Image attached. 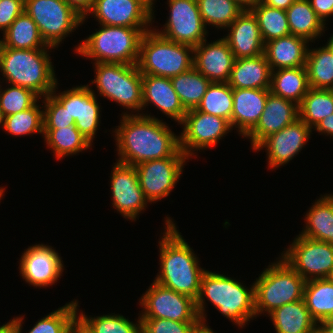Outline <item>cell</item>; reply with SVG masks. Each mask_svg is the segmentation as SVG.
I'll return each instance as SVG.
<instances>
[{
  "label": "cell",
  "mask_w": 333,
  "mask_h": 333,
  "mask_svg": "<svg viewBox=\"0 0 333 333\" xmlns=\"http://www.w3.org/2000/svg\"><path fill=\"white\" fill-rule=\"evenodd\" d=\"M100 26L75 46L76 54L93 59L94 63L137 64L142 36L151 28Z\"/></svg>",
  "instance_id": "cell-5"
},
{
  "label": "cell",
  "mask_w": 333,
  "mask_h": 333,
  "mask_svg": "<svg viewBox=\"0 0 333 333\" xmlns=\"http://www.w3.org/2000/svg\"><path fill=\"white\" fill-rule=\"evenodd\" d=\"M0 126H4V115L1 108H0Z\"/></svg>",
  "instance_id": "cell-56"
},
{
  "label": "cell",
  "mask_w": 333,
  "mask_h": 333,
  "mask_svg": "<svg viewBox=\"0 0 333 333\" xmlns=\"http://www.w3.org/2000/svg\"><path fill=\"white\" fill-rule=\"evenodd\" d=\"M299 119L298 105L269 92L265 108L256 126L245 136L254 149L268 136Z\"/></svg>",
  "instance_id": "cell-20"
},
{
  "label": "cell",
  "mask_w": 333,
  "mask_h": 333,
  "mask_svg": "<svg viewBox=\"0 0 333 333\" xmlns=\"http://www.w3.org/2000/svg\"><path fill=\"white\" fill-rule=\"evenodd\" d=\"M194 333H215L207 324H201Z\"/></svg>",
  "instance_id": "cell-54"
},
{
  "label": "cell",
  "mask_w": 333,
  "mask_h": 333,
  "mask_svg": "<svg viewBox=\"0 0 333 333\" xmlns=\"http://www.w3.org/2000/svg\"><path fill=\"white\" fill-rule=\"evenodd\" d=\"M329 279L333 282V270H332V273L329 276Z\"/></svg>",
  "instance_id": "cell-59"
},
{
  "label": "cell",
  "mask_w": 333,
  "mask_h": 333,
  "mask_svg": "<svg viewBox=\"0 0 333 333\" xmlns=\"http://www.w3.org/2000/svg\"><path fill=\"white\" fill-rule=\"evenodd\" d=\"M296 0H261V3L272 8L287 10Z\"/></svg>",
  "instance_id": "cell-50"
},
{
  "label": "cell",
  "mask_w": 333,
  "mask_h": 333,
  "mask_svg": "<svg viewBox=\"0 0 333 333\" xmlns=\"http://www.w3.org/2000/svg\"><path fill=\"white\" fill-rule=\"evenodd\" d=\"M0 333H20L16 320L13 318L0 326Z\"/></svg>",
  "instance_id": "cell-51"
},
{
  "label": "cell",
  "mask_w": 333,
  "mask_h": 333,
  "mask_svg": "<svg viewBox=\"0 0 333 333\" xmlns=\"http://www.w3.org/2000/svg\"><path fill=\"white\" fill-rule=\"evenodd\" d=\"M83 18L88 16L91 11L94 0H65Z\"/></svg>",
  "instance_id": "cell-48"
},
{
  "label": "cell",
  "mask_w": 333,
  "mask_h": 333,
  "mask_svg": "<svg viewBox=\"0 0 333 333\" xmlns=\"http://www.w3.org/2000/svg\"><path fill=\"white\" fill-rule=\"evenodd\" d=\"M169 17L163 30L153 29L167 40L180 44L198 46L206 40L208 30L203 22L197 0H168Z\"/></svg>",
  "instance_id": "cell-14"
},
{
  "label": "cell",
  "mask_w": 333,
  "mask_h": 333,
  "mask_svg": "<svg viewBox=\"0 0 333 333\" xmlns=\"http://www.w3.org/2000/svg\"><path fill=\"white\" fill-rule=\"evenodd\" d=\"M4 191H5V188H1L0 187V200L2 199V197H3V193H4Z\"/></svg>",
  "instance_id": "cell-58"
},
{
  "label": "cell",
  "mask_w": 333,
  "mask_h": 333,
  "mask_svg": "<svg viewBox=\"0 0 333 333\" xmlns=\"http://www.w3.org/2000/svg\"><path fill=\"white\" fill-rule=\"evenodd\" d=\"M112 169L110 190L113 208L124 218L135 221L149 203L140 188L136 166L116 161Z\"/></svg>",
  "instance_id": "cell-16"
},
{
  "label": "cell",
  "mask_w": 333,
  "mask_h": 333,
  "mask_svg": "<svg viewBox=\"0 0 333 333\" xmlns=\"http://www.w3.org/2000/svg\"><path fill=\"white\" fill-rule=\"evenodd\" d=\"M24 11L37 24L45 43L53 48L86 20L65 0H25Z\"/></svg>",
  "instance_id": "cell-9"
},
{
  "label": "cell",
  "mask_w": 333,
  "mask_h": 333,
  "mask_svg": "<svg viewBox=\"0 0 333 333\" xmlns=\"http://www.w3.org/2000/svg\"><path fill=\"white\" fill-rule=\"evenodd\" d=\"M250 11L256 17L264 44L290 35L286 10L272 8L259 2Z\"/></svg>",
  "instance_id": "cell-39"
},
{
  "label": "cell",
  "mask_w": 333,
  "mask_h": 333,
  "mask_svg": "<svg viewBox=\"0 0 333 333\" xmlns=\"http://www.w3.org/2000/svg\"><path fill=\"white\" fill-rule=\"evenodd\" d=\"M202 322H178L167 319H141V333H194Z\"/></svg>",
  "instance_id": "cell-45"
},
{
  "label": "cell",
  "mask_w": 333,
  "mask_h": 333,
  "mask_svg": "<svg viewBox=\"0 0 333 333\" xmlns=\"http://www.w3.org/2000/svg\"><path fill=\"white\" fill-rule=\"evenodd\" d=\"M303 299L317 324L333 320V282L329 278L306 281Z\"/></svg>",
  "instance_id": "cell-32"
},
{
  "label": "cell",
  "mask_w": 333,
  "mask_h": 333,
  "mask_svg": "<svg viewBox=\"0 0 333 333\" xmlns=\"http://www.w3.org/2000/svg\"><path fill=\"white\" fill-rule=\"evenodd\" d=\"M20 258L19 270L22 278L34 287H49L57 282L64 271L62 257L45 244H36L25 249Z\"/></svg>",
  "instance_id": "cell-18"
},
{
  "label": "cell",
  "mask_w": 333,
  "mask_h": 333,
  "mask_svg": "<svg viewBox=\"0 0 333 333\" xmlns=\"http://www.w3.org/2000/svg\"><path fill=\"white\" fill-rule=\"evenodd\" d=\"M320 333H333V320L324 321L318 324Z\"/></svg>",
  "instance_id": "cell-52"
},
{
  "label": "cell",
  "mask_w": 333,
  "mask_h": 333,
  "mask_svg": "<svg viewBox=\"0 0 333 333\" xmlns=\"http://www.w3.org/2000/svg\"><path fill=\"white\" fill-rule=\"evenodd\" d=\"M306 69L312 89L333 90V49L327 43L307 51Z\"/></svg>",
  "instance_id": "cell-33"
},
{
  "label": "cell",
  "mask_w": 333,
  "mask_h": 333,
  "mask_svg": "<svg viewBox=\"0 0 333 333\" xmlns=\"http://www.w3.org/2000/svg\"><path fill=\"white\" fill-rule=\"evenodd\" d=\"M199 12L207 24L226 29L245 9L233 0H197Z\"/></svg>",
  "instance_id": "cell-41"
},
{
  "label": "cell",
  "mask_w": 333,
  "mask_h": 333,
  "mask_svg": "<svg viewBox=\"0 0 333 333\" xmlns=\"http://www.w3.org/2000/svg\"><path fill=\"white\" fill-rule=\"evenodd\" d=\"M76 316V325L85 333H141V318L133 323L120 314L88 317L83 311ZM79 315V316H78Z\"/></svg>",
  "instance_id": "cell-35"
},
{
  "label": "cell",
  "mask_w": 333,
  "mask_h": 333,
  "mask_svg": "<svg viewBox=\"0 0 333 333\" xmlns=\"http://www.w3.org/2000/svg\"><path fill=\"white\" fill-rule=\"evenodd\" d=\"M315 13L326 24V19L333 16V0H309Z\"/></svg>",
  "instance_id": "cell-47"
},
{
  "label": "cell",
  "mask_w": 333,
  "mask_h": 333,
  "mask_svg": "<svg viewBox=\"0 0 333 333\" xmlns=\"http://www.w3.org/2000/svg\"><path fill=\"white\" fill-rule=\"evenodd\" d=\"M194 48L165 39L153 28L140 42L137 66L142 74L172 78L193 67Z\"/></svg>",
  "instance_id": "cell-7"
},
{
  "label": "cell",
  "mask_w": 333,
  "mask_h": 333,
  "mask_svg": "<svg viewBox=\"0 0 333 333\" xmlns=\"http://www.w3.org/2000/svg\"><path fill=\"white\" fill-rule=\"evenodd\" d=\"M70 333H85L77 325L71 330Z\"/></svg>",
  "instance_id": "cell-55"
},
{
  "label": "cell",
  "mask_w": 333,
  "mask_h": 333,
  "mask_svg": "<svg viewBox=\"0 0 333 333\" xmlns=\"http://www.w3.org/2000/svg\"><path fill=\"white\" fill-rule=\"evenodd\" d=\"M271 264L254 282L256 317L303 299L306 280L281 257Z\"/></svg>",
  "instance_id": "cell-6"
},
{
  "label": "cell",
  "mask_w": 333,
  "mask_h": 333,
  "mask_svg": "<svg viewBox=\"0 0 333 333\" xmlns=\"http://www.w3.org/2000/svg\"><path fill=\"white\" fill-rule=\"evenodd\" d=\"M9 86L6 89H1L0 92V108L4 117L33 107L37 101L39 102L42 99L36 93L24 87L11 84Z\"/></svg>",
  "instance_id": "cell-43"
},
{
  "label": "cell",
  "mask_w": 333,
  "mask_h": 333,
  "mask_svg": "<svg viewBox=\"0 0 333 333\" xmlns=\"http://www.w3.org/2000/svg\"><path fill=\"white\" fill-rule=\"evenodd\" d=\"M327 43L330 45V47L333 49V34L330 35L329 40H327Z\"/></svg>",
  "instance_id": "cell-57"
},
{
  "label": "cell",
  "mask_w": 333,
  "mask_h": 333,
  "mask_svg": "<svg viewBox=\"0 0 333 333\" xmlns=\"http://www.w3.org/2000/svg\"><path fill=\"white\" fill-rule=\"evenodd\" d=\"M37 103L26 110L4 117L2 127L10 135L25 136L34 133L43 134V107Z\"/></svg>",
  "instance_id": "cell-42"
},
{
  "label": "cell",
  "mask_w": 333,
  "mask_h": 333,
  "mask_svg": "<svg viewBox=\"0 0 333 333\" xmlns=\"http://www.w3.org/2000/svg\"><path fill=\"white\" fill-rule=\"evenodd\" d=\"M308 43L293 34L266 42L264 54L271 70L306 66Z\"/></svg>",
  "instance_id": "cell-25"
},
{
  "label": "cell",
  "mask_w": 333,
  "mask_h": 333,
  "mask_svg": "<svg viewBox=\"0 0 333 333\" xmlns=\"http://www.w3.org/2000/svg\"><path fill=\"white\" fill-rule=\"evenodd\" d=\"M281 258L306 281L329 278L333 270V244L299 234Z\"/></svg>",
  "instance_id": "cell-10"
},
{
  "label": "cell",
  "mask_w": 333,
  "mask_h": 333,
  "mask_svg": "<svg viewBox=\"0 0 333 333\" xmlns=\"http://www.w3.org/2000/svg\"><path fill=\"white\" fill-rule=\"evenodd\" d=\"M43 101L44 129H59L75 125L73 117H70L67 109L52 94L43 97Z\"/></svg>",
  "instance_id": "cell-44"
},
{
  "label": "cell",
  "mask_w": 333,
  "mask_h": 333,
  "mask_svg": "<svg viewBox=\"0 0 333 333\" xmlns=\"http://www.w3.org/2000/svg\"><path fill=\"white\" fill-rule=\"evenodd\" d=\"M183 107L188 111L197 108L211 82L194 67L170 78Z\"/></svg>",
  "instance_id": "cell-36"
},
{
  "label": "cell",
  "mask_w": 333,
  "mask_h": 333,
  "mask_svg": "<svg viewBox=\"0 0 333 333\" xmlns=\"http://www.w3.org/2000/svg\"><path fill=\"white\" fill-rule=\"evenodd\" d=\"M78 306L77 300L66 303V305L38 320L28 333H70L76 326ZM23 317H14L20 333L22 332Z\"/></svg>",
  "instance_id": "cell-37"
},
{
  "label": "cell",
  "mask_w": 333,
  "mask_h": 333,
  "mask_svg": "<svg viewBox=\"0 0 333 333\" xmlns=\"http://www.w3.org/2000/svg\"><path fill=\"white\" fill-rule=\"evenodd\" d=\"M270 89L233 88L231 127L246 136L258 123Z\"/></svg>",
  "instance_id": "cell-24"
},
{
  "label": "cell",
  "mask_w": 333,
  "mask_h": 333,
  "mask_svg": "<svg viewBox=\"0 0 333 333\" xmlns=\"http://www.w3.org/2000/svg\"><path fill=\"white\" fill-rule=\"evenodd\" d=\"M286 13L290 34L313 42L325 33L326 24L315 13L309 0H296Z\"/></svg>",
  "instance_id": "cell-31"
},
{
  "label": "cell",
  "mask_w": 333,
  "mask_h": 333,
  "mask_svg": "<svg viewBox=\"0 0 333 333\" xmlns=\"http://www.w3.org/2000/svg\"><path fill=\"white\" fill-rule=\"evenodd\" d=\"M233 1L237 2L245 10H250L252 7L261 2V0H233Z\"/></svg>",
  "instance_id": "cell-53"
},
{
  "label": "cell",
  "mask_w": 333,
  "mask_h": 333,
  "mask_svg": "<svg viewBox=\"0 0 333 333\" xmlns=\"http://www.w3.org/2000/svg\"><path fill=\"white\" fill-rule=\"evenodd\" d=\"M165 225L166 230L159 241L160 272L154 281L196 300L206 270L200 267L197 255L170 217H166Z\"/></svg>",
  "instance_id": "cell-2"
},
{
  "label": "cell",
  "mask_w": 333,
  "mask_h": 333,
  "mask_svg": "<svg viewBox=\"0 0 333 333\" xmlns=\"http://www.w3.org/2000/svg\"><path fill=\"white\" fill-rule=\"evenodd\" d=\"M310 85L306 66L277 69L271 73L270 92L299 105Z\"/></svg>",
  "instance_id": "cell-30"
},
{
  "label": "cell",
  "mask_w": 333,
  "mask_h": 333,
  "mask_svg": "<svg viewBox=\"0 0 333 333\" xmlns=\"http://www.w3.org/2000/svg\"><path fill=\"white\" fill-rule=\"evenodd\" d=\"M43 138L57 159L76 155L89 149L92 144L81 134L76 125L59 129H44Z\"/></svg>",
  "instance_id": "cell-34"
},
{
  "label": "cell",
  "mask_w": 333,
  "mask_h": 333,
  "mask_svg": "<svg viewBox=\"0 0 333 333\" xmlns=\"http://www.w3.org/2000/svg\"><path fill=\"white\" fill-rule=\"evenodd\" d=\"M205 297L224 317L243 328L256 317L254 283L248 289L243 283L223 274L207 271L203 274L196 309L202 324H206Z\"/></svg>",
  "instance_id": "cell-3"
},
{
  "label": "cell",
  "mask_w": 333,
  "mask_h": 333,
  "mask_svg": "<svg viewBox=\"0 0 333 333\" xmlns=\"http://www.w3.org/2000/svg\"><path fill=\"white\" fill-rule=\"evenodd\" d=\"M153 0H94L88 15L100 25L129 28H152Z\"/></svg>",
  "instance_id": "cell-15"
},
{
  "label": "cell",
  "mask_w": 333,
  "mask_h": 333,
  "mask_svg": "<svg viewBox=\"0 0 333 333\" xmlns=\"http://www.w3.org/2000/svg\"><path fill=\"white\" fill-rule=\"evenodd\" d=\"M139 302L143 307L140 313L141 319L161 318L178 322H201L193 298L177 293L155 281Z\"/></svg>",
  "instance_id": "cell-11"
},
{
  "label": "cell",
  "mask_w": 333,
  "mask_h": 333,
  "mask_svg": "<svg viewBox=\"0 0 333 333\" xmlns=\"http://www.w3.org/2000/svg\"><path fill=\"white\" fill-rule=\"evenodd\" d=\"M226 29L223 38L228 42L235 59L252 58L264 54V41L256 17L244 10Z\"/></svg>",
  "instance_id": "cell-22"
},
{
  "label": "cell",
  "mask_w": 333,
  "mask_h": 333,
  "mask_svg": "<svg viewBox=\"0 0 333 333\" xmlns=\"http://www.w3.org/2000/svg\"><path fill=\"white\" fill-rule=\"evenodd\" d=\"M312 129L301 119L265 138L254 150L265 148L270 169L279 168L293 159L305 146Z\"/></svg>",
  "instance_id": "cell-19"
},
{
  "label": "cell",
  "mask_w": 333,
  "mask_h": 333,
  "mask_svg": "<svg viewBox=\"0 0 333 333\" xmlns=\"http://www.w3.org/2000/svg\"><path fill=\"white\" fill-rule=\"evenodd\" d=\"M124 112L114 130L118 162L137 166L140 163L173 156L180 149V137L166 122L143 113Z\"/></svg>",
  "instance_id": "cell-1"
},
{
  "label": "cell",
  "mask_w": 333,
  "mask_h": 333,
  "mask_svg": "<svg viewBox=\"0 0 333 333\" xmlns=\"http://www.w3.org/2000/svg\"><path fill=\"white\" fill-rule=\"evenodd\" d=\"M180 125L183 131L180 137V149L190 159L195 151L214 147L222 137L232 129L228 120L198 111L188 110Z\"/></svg>",
  "instance_id": "cell-13"
},
{
  "label": "cell",
  "mask_w": 333,
  "mask_h": 333,
  "mask_svg": "<svg viewBox=\"0 0 333 333\" xmlns=\"http://www.w3.org/2000/svg\"><path fill=\"white\" fill-rule=\"evenodd\" d=\"M298 110L299 119L314 129L326 116L333 114V90L310 88Z\"/></svg>",
  "instance_id": "cell-38"
},
{
  "label": "cell",
  "mask_w": 333,
  "mask_h": 333,
  "mask_svg": "<svg viewBox=\"0 0 333 333\" xmlns=\"http://www.w3.org/2000/svg\"><path fill=\"white\" fill-rule=\"evenodd\" d=\"M48 51L0 47V72L6 83L29 89L40 98L51 94L58 81Z\"/></svg>",
  "instance_id": "cell-4"
},
{
  "label": "cell",
  "mask_w": 333,
  "mask_h": 333,
  "mask_svg": "<svg viewBox=\"0 0 333 333\" xmlns=\"http://www.w3.org/2000/svg\"><path fill=\"white\" fill-rule=\"evenodd\" d=\"M142 85V110H145L149 104H153L164 115H168V117L181 124L187 110L183 107L170 78L142 74Z\"/></svg>",
  "instance_id": "cell-23"
},
{
  "label": "cell",
  "mask_w": 333,
  "mask_h": 333,
  "mask_svg": "<svg viewBox=\"0 0 333 333\" xmlns=\"http://www.w3.org/2000/svg\"><path fill=\"white\" fill-rule=\"evenodd\" d=\"M194 47L193 67L210 82H228L235 57L224 38Z\"/></svg>",
  "instance_id": "cell-21"
},
{
  "label": "cell",
  "mask_w": 333,
  "mask_h": 333,
  "mask_svg": "<svg viewBox=\"0 0 333 333\" xmlns=\"http://www.w3.org/2000/svg\"><path fill=\"white\" fill-rule=\"evenodd\" d=\"M56 88L57 85L51 94L67 109L76 128L92 144L101 123V110L94 90L87 84L56 94Z\"/></svg>",
  "instance_id": "cell-17"
},
{
  "label": "cell",
  "mask_w": 333,
  "mask_h": 333,
  "mask_svg": "<svg viewBox=\"0 0 333 333\" xmlns=\"http://www.w3.org/2000/svg\"><path fill=\"white\" fill-rule=\"evenodd\" d=\"M25 0H0V30L3 33L24 12Z\"/></svg>",
  "instance_id": "cell-46"
},
{
  "label": "cell",
  "mask_w": 333,
  "mask_h": 333,
  "mask_svg": "<svg viewBox=\"0 0 333 333\" xmlns=\"http://www.w3.org/2000/svg\"><path fill=\"white\" fill-rule=\"evenodd\" d=\"M188 159L179 149L171 157L146 161L136 166L140 188L149 203L169 196Z\"/></svg>",
  "instance_id": "cell-12"
},
{
  "label": "cell",
  "mask_w": 333,
  "mask_h": 333,
  "mask_svg": "<svg viewBox=\"0 0 333 333\" xmlns=\"http://www.w3.org/2000/svg\"><path fill=\"white\" fill-rule=\"evenodd\" d=\"M309 209L300 235L333 244V194L321 195Z\"/></svg>",
  "instance_id": "cell-28"
},
{
  "label": "cell",
  "mask_w": 333,
  "mask_h": 333,
  "mask_svg": "<svg viewBox=\"0 0 333 333\" xmlns=\"http://www.w3.org/2000/svg\"><path fill=\"white\" fill-rule=\"evenodd\" d=\"M314 130L321 134H327L326 136L330 135V138L333 137V114H330L321 120Z\"/></svg>",
  "instance_id": "cell-49"
},
{
  "label": "cell",
  "mask_w": 333,
  "mask_h": 333,
  "mask_svg": "<svg viewBox=\"0 0 333 333\" xmlns=\"http://www.w3.org/2000/svg\"><path fill=\"white\" fill-rule=\"evenodd\" d=\"M268 316L276 333H315L318 324L306 308L304 299L275 309Z\"/></svg>",
  "instance_id": "cell-27"
},
{
  "label": "cell",
  "mask_w": 333,
  "mask_h": 333,
  "mask_svg": "<svg viewBox=\"0 0 333 333\" xmlns=\"http://www.w3.org/2000/svg\"><path fill=\"white\" fill-rule=\"evenodd\" d=\"M271 73L265 54L235 59L228 84L239 89H270Z\"/></svg>",
  "instance_id": "cell-26"
},
{
  "label": "cell",
  "mask_w": 333,
  "mask_h": 333,
  "mask_svg": "<svg viewBox=\"0 0 333 333\" xmlns=\"http://www.w3.org/2000/svg\"><path fill=\"white\" fill-rule=\"evenodd\" d=\"M196 109L206 114L222 117L231 124L233 88L228 82H211Z\"/></svg>",
  "instance_id": "cell-40"
},
{
  "label": "cell",
  "mask_w": 333,
  "mask_h": 333,
  "mask_svg": "<svg viewBox=\"0 0 333 333\" xmlns=\"http://www.w3.org/2000/svg\"><path fill=\"white\" fill-rule=\"evenodd\" d=\"M96 84L100 96L112 100L132 110L131 113L142 111L143 85L142 73L137 64L93 63Z\"/></svg>",
  "instance_id": "cell-8"
},
{
  "label": "cell",
  "mask_w": 333,
  "mask_h": 333,
  "mask_svg": "<svg viewBox=\"0 0 333 333\" xmlns=\"http://www.w3.org/2000/svg\"><path fill=\"white\" fill-rule=\"evenodd\" d=\"M0 47L13 49H55L43 40L35 21L24 11L2 33Z\"/></svg>",
  "instance_id": "cell-29"
}]
</instances>
